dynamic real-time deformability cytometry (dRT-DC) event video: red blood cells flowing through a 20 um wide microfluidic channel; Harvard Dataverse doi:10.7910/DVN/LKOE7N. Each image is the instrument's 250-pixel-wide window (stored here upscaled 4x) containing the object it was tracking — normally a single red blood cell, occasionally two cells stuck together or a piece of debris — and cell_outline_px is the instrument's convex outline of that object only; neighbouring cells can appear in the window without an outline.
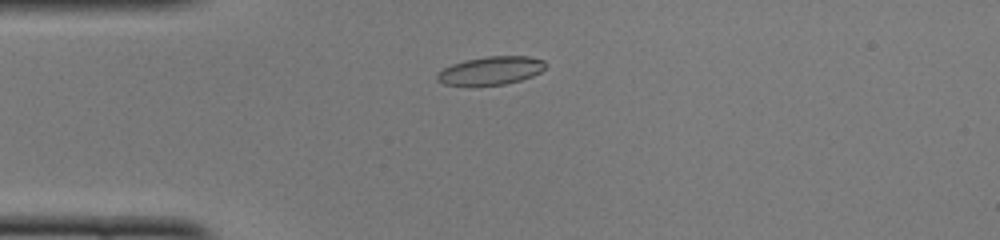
{"species": "common noctule bat (a hibernating species)", "species_latin": "Nyctalus noctula", "temperature_condition": "cold", "stored_images_in_passage": 45, "camera_frame_rate_fps": 3000, "um_per_image_px": 0.085, "animal": {"sex": "female", "body_mass_g": 22.0, "forearm_length_mm": 56.7}, "frame": {"image": 1, "passage_image": 7, "time_ms": 2.0, "image_size_px": [1000, 240], "cell_outline_px": [[548, 64], [540, 72], [532, 76], [520, 80], [504, 84], [444, 84], [436, 80], [436, 76], [444, 68], [452, 64], [464, 60], [488, 56], [528, 56], [544, 60]], "centroid_in_image_um": [41.76, 5.97], "position_along_channel_um": 43.2, "area_um2": 17.51}}
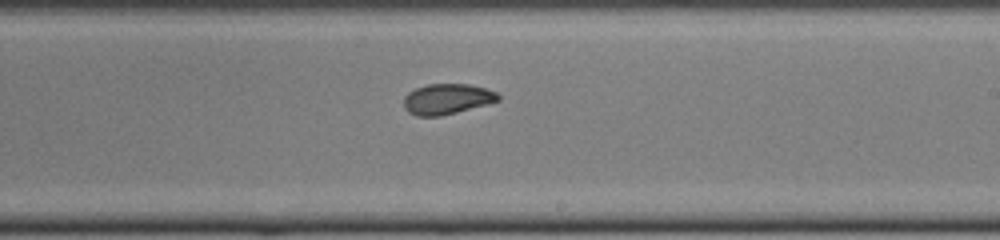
{"frame": {"image": 2, "passage_image": 24, "time_ms": 7.667, "image_size_px": [1000, 240], "cell_outline_px": [[500, 100], [456, 112], [440, 116], [416, 116], [408, 112], [404, 108], [404, 96], [408, 92], [416, 88], [428, 84], [468, 84], [484, 88], [496, 92], [500, 96]], "centroid_in_image_um": [37.96, 8.41], "position_along_channel_um": 251.0, "area_um2": 16.65}}
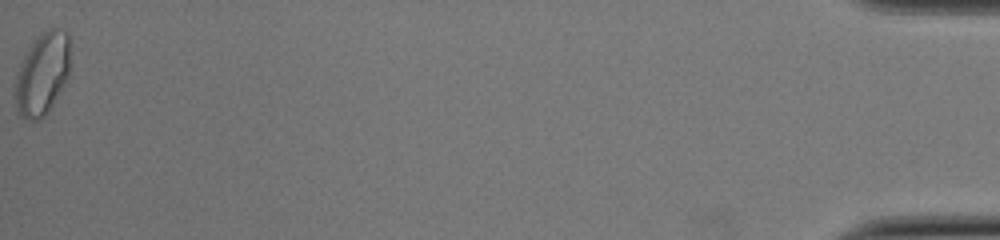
{"frame": {"image": 3, "passage_image": 45, "time_ms": 14.667, "image_size_px": [1000, 240], "cell_outline_px": [[72, 36], [68, 76], [52, 104], [44, 116], [40, 120], [28, 120], [20, 116], [16, 112], [12, 92], [20, 60], [36, 36], [48, 28], [60, 28]], "centroid_in_image_um": [3.57, 6.24], "position_along_channel_um": 431.6, "area_um2": 27.34}, "authors_computed_cell_mechanics": {"area_um2": 17.6868, "velocity_mm_per_s": 3.9832, "shape_relaxation_time_tau1_ms": null, "shape_relaxation_time_tau2_ms": 1.428, "deformation_change_tau1": null, "deformation_change_tau2": 0.0576}}